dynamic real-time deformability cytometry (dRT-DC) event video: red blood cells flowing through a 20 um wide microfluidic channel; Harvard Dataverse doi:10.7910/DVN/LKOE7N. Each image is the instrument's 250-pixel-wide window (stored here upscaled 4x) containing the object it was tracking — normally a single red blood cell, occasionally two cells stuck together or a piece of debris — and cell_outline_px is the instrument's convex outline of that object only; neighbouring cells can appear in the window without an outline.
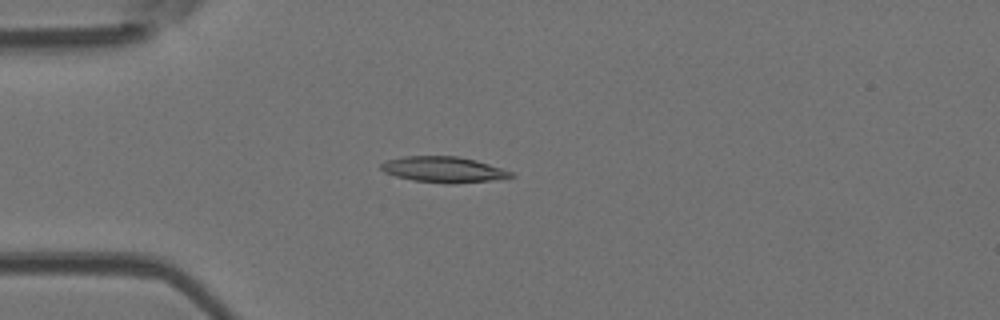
{"species": "Egyptian fruit bat (a non-hibernating species)", "species_latin": "Rousettus aegyptiacus", "temperature_condition": "room temperature", "stored_images_in_passage": 42, "camera_frame_rate_fps": 3000, "um_per_image_px": 0.085, "animal": {"sex": "female"}, "frame": {"image": 1, "passage_image": 11, "time_ms": 3.333, "image_size_px": [1000, 320], "cell_outline_px": [[516, 176], [488, 180], [452, 184], [444, 184], [412, 180], [396, 176], [384, 172], [380, 168], [380, 164], [388, 160], [404, 156], [456, 156], [476, 160], [512, 172]], "centroid_in_image_um": [37.66, 14.41], "position_along_channel_um": 47.3, "area_um2": 19.36}}
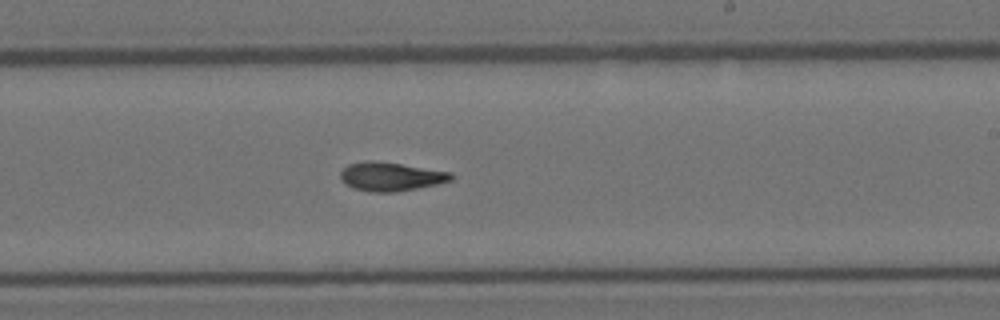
{"frame": {"image": 2, "passage_image": 28, "time_ms": 9.0, "image_size_px": [1000, 320], "cell_outline_px": [[452, 180], [436, 184], [396, 192], [372, 192], [352, 188], [344, 184], [340, 180], [340, 172], [348, 164], [364, 160], [372, 160], [400, 164], [452, 172]], "centroid_in_image_um": [33.15, 15.01], "position_along_channel_um": 255.8, "area_um2": 18.55}}
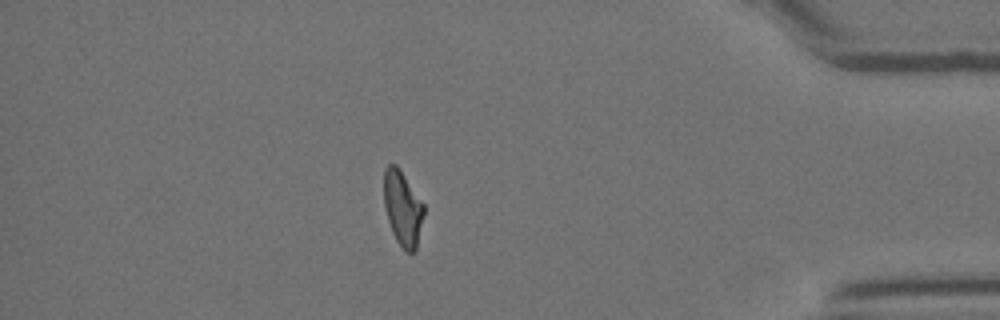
{"frame": {"image": 3, "passage_image": 42, "time_ms": 13.667, "image_size_px": [1000, 320], "cell_outline_px": [[424, 212], [416, 252], [408, 252], [396, 240], [392, 232], [388, 220], [384, 204], [384, 168], [388, 164], [396, 164], [400, 168], [424, 204]], "centroid_in_image_um": [34.23, 17.67], "position_along_channel_um": 401.0, "area_um2": 17.46}, "authors_computed_cell_mechanics": {"area_um2": 18.5538, "velocity_mm_per_s": 3.95, "shape_relaxation_time_tau1_ms": 9.5478, "shape_relaxation_time_tau2_ms": 4.8091, "deformation_change_tau1": 0.2637, "deformation_change_tau2": 0.1284}}